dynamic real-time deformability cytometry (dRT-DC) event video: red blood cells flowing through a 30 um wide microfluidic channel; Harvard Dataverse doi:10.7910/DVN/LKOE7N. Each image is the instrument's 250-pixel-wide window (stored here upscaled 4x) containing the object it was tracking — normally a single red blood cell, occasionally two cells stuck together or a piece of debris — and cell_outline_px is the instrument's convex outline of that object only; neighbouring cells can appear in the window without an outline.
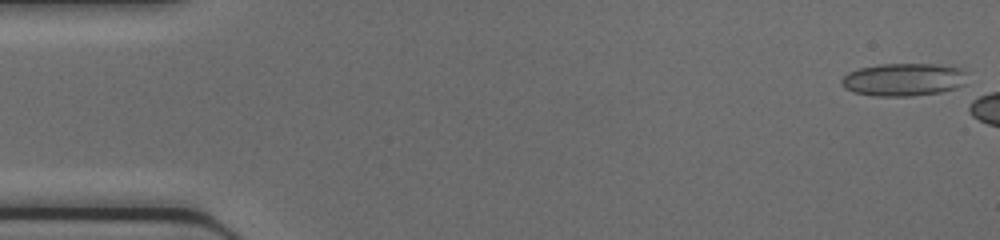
{"species": "common noctule bat (a hibernating species)", "species_latin": "Nyctalus noctula", "temperature_condition": "cold", "stored_images_in_passage": 8, "camera_frame_rate_fps": 3000, "um_per_image_px": 0.085, "animal": {"sex": "female", "body_mass_g": 17.0, "forearm_length_mm": 48.0}, "frame": {"image": 1, "passage_image": 1, "time_ms": 0.0, "image_size_px": [1000, 240], "cell_outline_px": [[968, 72], [964, 84], [956, 88], [940, 92], [912, 96], [876, 96], [852, 92], [844, 88], [840, 84], [840, 80], [848, 72], [860, 68], [880, 64], [936, 64], [960, 68]], "centroid_in_image_um": [76.8, 6.76], "position_along_channel_um": 8.2, "area_um2": 24.22}}